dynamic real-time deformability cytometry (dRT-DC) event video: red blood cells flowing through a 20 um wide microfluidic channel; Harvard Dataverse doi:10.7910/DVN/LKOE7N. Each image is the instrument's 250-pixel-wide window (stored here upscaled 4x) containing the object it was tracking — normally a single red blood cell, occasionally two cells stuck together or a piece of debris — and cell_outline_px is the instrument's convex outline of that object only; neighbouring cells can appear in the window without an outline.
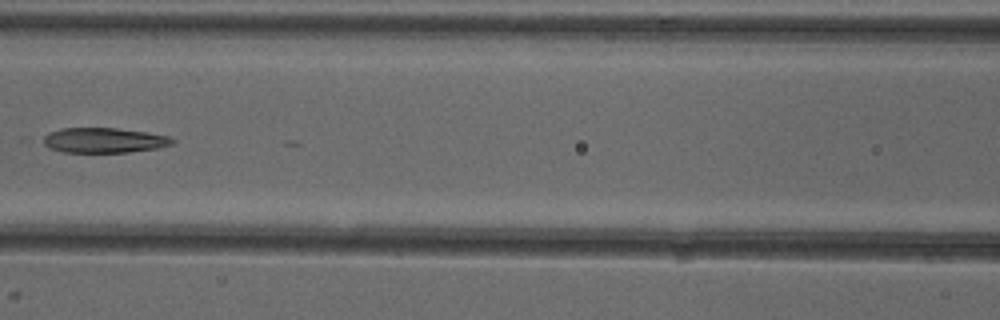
{"species": "common noctule bat (a hibernating species)", "species_latin": "Nyctalus noctula", "temperature_condition": "cold", "stored_images_in_passage": 5, "camera_frame_rate_fps": 3000, "um_per_image_px": 0.085, "animal": {"sex": "female"}, "frame": {"image": 1, "passage_image": 5, "time_ms": 4.667, "image_size_px": [1000, 320], "cell_outline_px": [[176, 140], [172, 144], [156, 148], [128, 152], [64, 152], [48, 148], [44, 144], [44, 136], [48, 132], [60, 128], [116, 128], [144, 132], [168, 136]], "centroid_in_image_um": [8.8, 11.92], "position_along_channel_um": 157.8, "area_um2": 18.73}}